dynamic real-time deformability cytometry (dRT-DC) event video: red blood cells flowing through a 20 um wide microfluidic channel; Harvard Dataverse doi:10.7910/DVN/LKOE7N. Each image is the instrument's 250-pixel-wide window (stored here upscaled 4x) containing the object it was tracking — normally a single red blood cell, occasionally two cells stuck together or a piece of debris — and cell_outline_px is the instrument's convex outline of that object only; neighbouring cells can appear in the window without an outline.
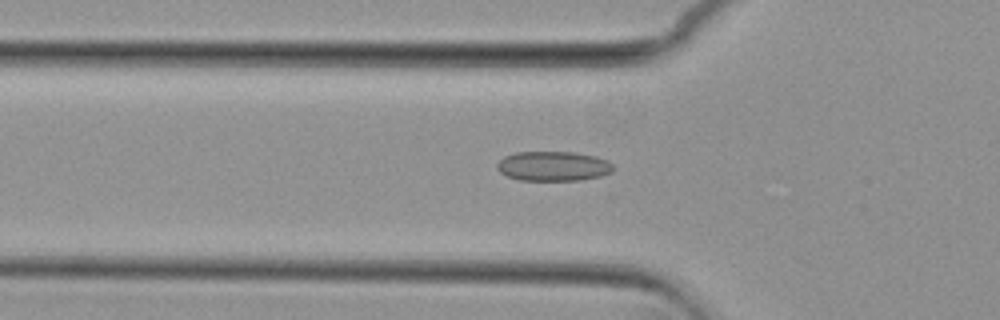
{"species": "common noctule bat (a hibernating species)", "species_latin": "Nyctalus noctula", "temperature_condition": "cold", "stored_images_in_passage": 40, "camera_frame_rate_fps": 3000, "um_per_image_px": 0.085, "animal": {"sex": "female", "body_mass_g": 29.2, "forearm_length_mm": 56.3}, "frame": {"image": 1, "passage_image": 13, "time_ms": 4.0, "image_size_px": [1000, 320], "cell_outline_px": [[612, 172], [600, 176], [580, 180], [520, 180], [508, 176], [500, 172], [496, 168], [496, 164], [504, 156], [516, 152], [572, 152], [596, 156], [608, 160], [612, 164]], "centroid_in_image_um": [47.01, 14.12], "position_along_channel_um": 78.8, "area_um2": 20.06}}
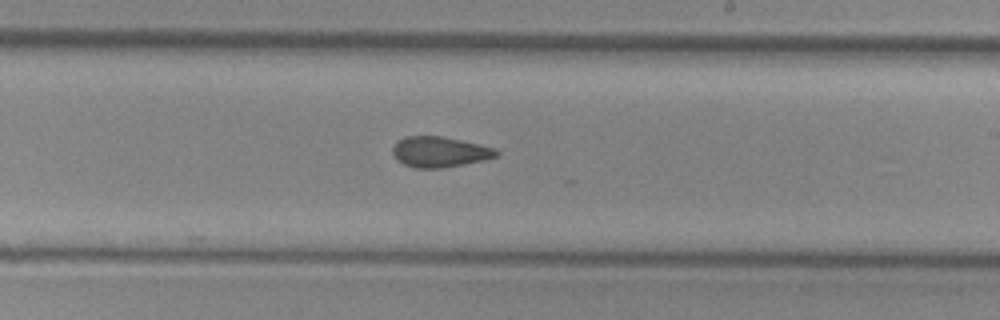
{"frame": {"image": 2, "passage_image": 27, "time_ms": 8.667, "image_size_px": [1000, 320], "cell_outline_px": [[500, 152], [496, 156], [484, 160], [464, 164], [440, 168], [416, 168], [404, 164], [396, 160], [392, 152], [392, 148], [400, 140], [408, 136], [440, 136], [460, 140], [496, 148]], "centroid_in_image_um": [37.37, 12.92], "position_along_channel_um": 251.6, "area_um2": 18.26}}
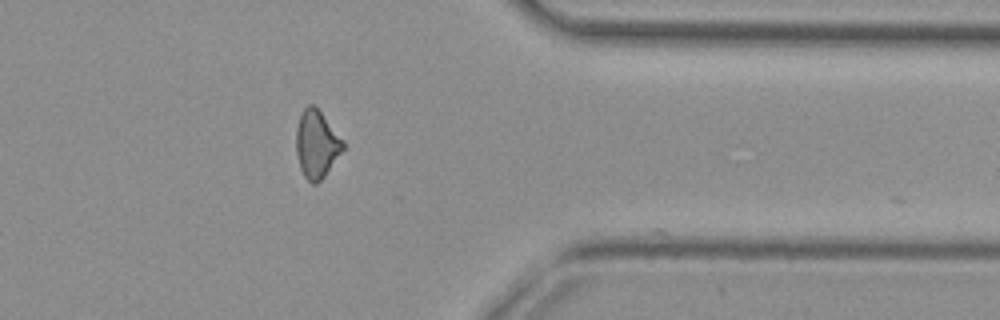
{"frame": {"image": 3, "passage_image": 39, "time_ms": 12.667, "image_size_px": [1000, 320], "cell_outline_px": [[344, 148], [324, 176], [316, 184], [312, 184], [304, 176], [300, 168], [296, 152], [296, 128], [300, 116], [304, 108], [308, 104], [312, 104], [320, 112], [344, 140]], "centroid_in_image_um": [26.9, 12.26], "position_along_channel_um": 384.5, "area_um2": 18.21}, "authors_computed_cell_mechanics": {"area_um2": 19.074, "velocity_mm_per_s": 3.6875, "shape_relaxation_time_tau1_ms": null, "shape_relaxation_time_tau2_ms": 2.6528, "deformation_change_tau1": null, "deformation_change_tau2": 0.0932}}